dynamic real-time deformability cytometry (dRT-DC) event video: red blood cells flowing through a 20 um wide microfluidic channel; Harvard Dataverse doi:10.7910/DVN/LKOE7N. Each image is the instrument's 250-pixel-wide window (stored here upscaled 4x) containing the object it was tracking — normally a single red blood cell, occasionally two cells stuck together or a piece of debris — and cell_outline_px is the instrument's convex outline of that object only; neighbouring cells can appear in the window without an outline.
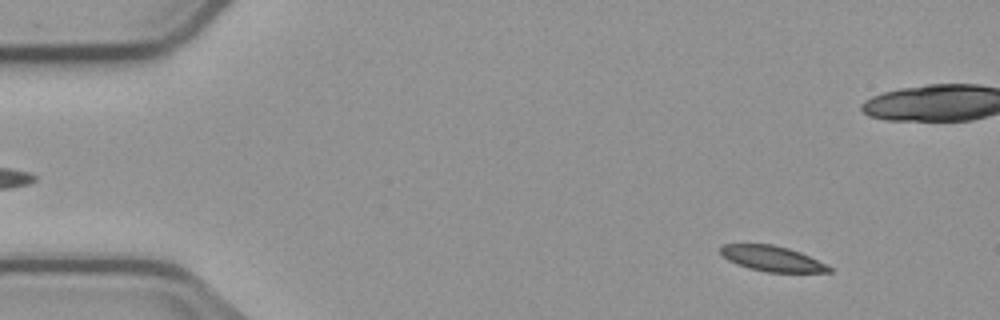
{"species": "common noctule bat (a hibernating species)", "species_latin": "Nyctalus noctula", "temperature_condition": "cold", "stored_images_in_passage": 5, "camera_frame_rate_fps": 3000, "um_per_image_px": 0.085, "animal": {"sex": "male", "body_mass_g": 23.1, "forearm_length_mm": 52.7}, "frame": {"image": 1, "passage_image": 2, "time_ms": 1.0, "image_size_px": [1000, 320], "cell_outline_px": [[832, 272], [768, 272], [748, 268], [736, 264], [728, 260], [720, 252], [720, 248], [724, 244], [772, 244], [788, 248], [800, 252], [832, 268]], "centroid_in_image_um": [65.6, 21.98], "position_along_channel_um": 19.4, "area_um2": 15.84}}